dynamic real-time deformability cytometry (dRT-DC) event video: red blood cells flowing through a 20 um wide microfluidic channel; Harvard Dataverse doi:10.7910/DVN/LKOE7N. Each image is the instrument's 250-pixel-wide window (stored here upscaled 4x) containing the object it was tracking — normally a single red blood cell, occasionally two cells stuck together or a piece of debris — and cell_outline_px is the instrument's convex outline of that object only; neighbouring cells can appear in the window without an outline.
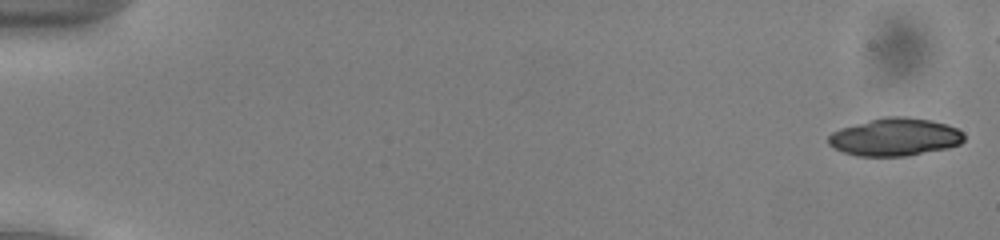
{"species": "common noctule bat (a hibernating species)", "species_latin": "Nyctalus noctula", "temperature_condition": "cold", "stored_images_in_passage": 24, "camera_frame_rate_fps": 3000, "um_per_image_px": 0.085, "animal": {"sex": "male", "body_mass_g": 13.0, "forearm_length_mm": 53.1}, "frame": {"image": 1, "passage_image": 1, "time_ms": 0.0, "image_size_px": [1000, 240], "cell_outline_px": [[964, 140], [960, 144], [948, 148], [904, 156], [856, 156], [844, 152], [828, 144], [828, 136], [832, 132], [840, 128], [884, 116], [908, 116], [932, 120], [956, 128], [964, 132]], "centroid_in_image_um": [76.08, 11.64], "position_along_channel_um": 8.9, "area_um2": 29.88}}